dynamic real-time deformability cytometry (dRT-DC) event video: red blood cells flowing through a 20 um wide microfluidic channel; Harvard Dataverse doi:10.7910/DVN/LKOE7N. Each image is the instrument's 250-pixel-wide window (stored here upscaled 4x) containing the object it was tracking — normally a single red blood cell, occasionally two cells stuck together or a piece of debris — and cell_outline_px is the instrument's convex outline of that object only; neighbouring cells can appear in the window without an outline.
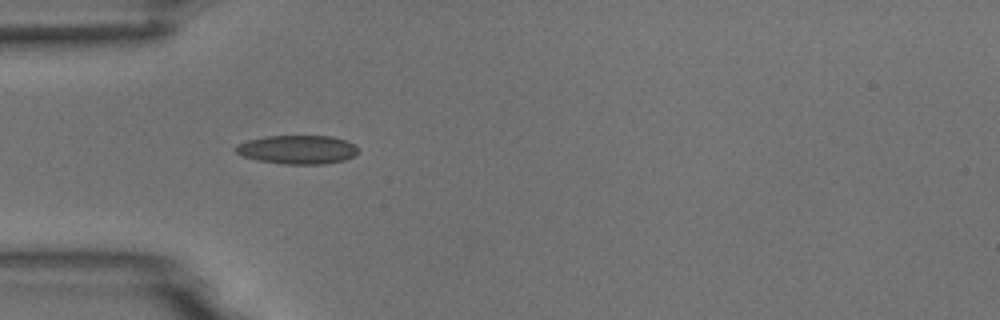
{"species": "common noctule bat (a hibernating species)", "species_latin": "Nyctalus noctula", "temperature_condition": "room temperature", "stored_images_in_passage": 4, "camera_frame_rate_fps": 3000, "um_per_image_px": 0.085, "animal": {"sex": "male", "body_mass_g": 18.8}, "frame": {"image": 1, "passage_image": 1, "time_ms": 0.0, "image_size_px": [1000, 320], "cell_outline_px": [[360, 152], [356, 156], [344, 160], [324, 164], [284, 164], [256, 160], [244, 156], [236, 152], [232, 148], [236, 144], [248, 140], [264, 136], [332, 136], [348, 140], [356, 144]], "centroid_in_image_um": [25.32, 12.71], "position_along_channel_um": 59.7, "area_um2": 20.92}}